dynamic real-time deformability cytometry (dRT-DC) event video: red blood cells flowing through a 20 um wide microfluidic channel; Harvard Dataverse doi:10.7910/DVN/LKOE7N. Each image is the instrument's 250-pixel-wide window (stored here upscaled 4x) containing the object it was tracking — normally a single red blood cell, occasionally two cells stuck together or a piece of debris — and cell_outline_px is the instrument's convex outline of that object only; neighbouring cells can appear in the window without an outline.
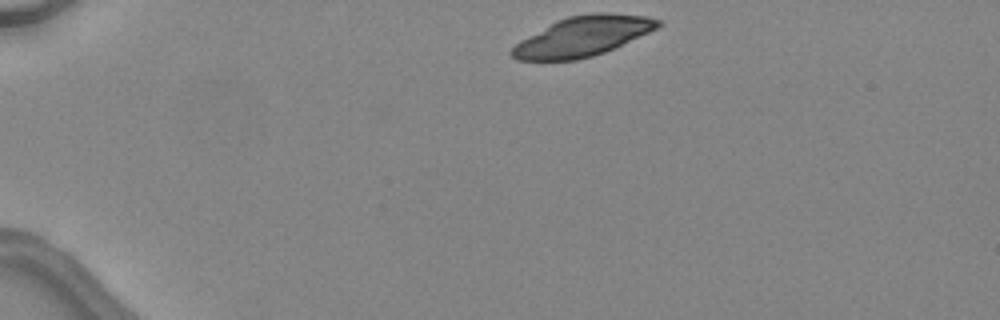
{"species": "common noctule bat (a hibernating species)", "species_latin": "Nyctalus noctula", "temperature_condition": "warm", "stored_images_in_passage": 37, "camera_frame_rate_fps": 3000, "um_per_image_px": 0.085, "animal": {"sex": "female", "body_mass_g": 24.6, "forearm_length_mm": 56.2}, "frame": {"image": 1, "passage_image": 1, "time_ms": 0.0, "image_size_px": [1000, 320], "cell_outline_px": [[664, 24], [648, 32], [604, 52], [592, 56], [576, 60], [516, 60], [508, 52], [520, 40], [556, 20], [568, 16], [592, 12], [608, 12], [648, 16], [664, 20]], "centroid_in_image_um": [49.54, 3.06], "position_along_channel_um": 35.5, "area_um2": 33.93}}